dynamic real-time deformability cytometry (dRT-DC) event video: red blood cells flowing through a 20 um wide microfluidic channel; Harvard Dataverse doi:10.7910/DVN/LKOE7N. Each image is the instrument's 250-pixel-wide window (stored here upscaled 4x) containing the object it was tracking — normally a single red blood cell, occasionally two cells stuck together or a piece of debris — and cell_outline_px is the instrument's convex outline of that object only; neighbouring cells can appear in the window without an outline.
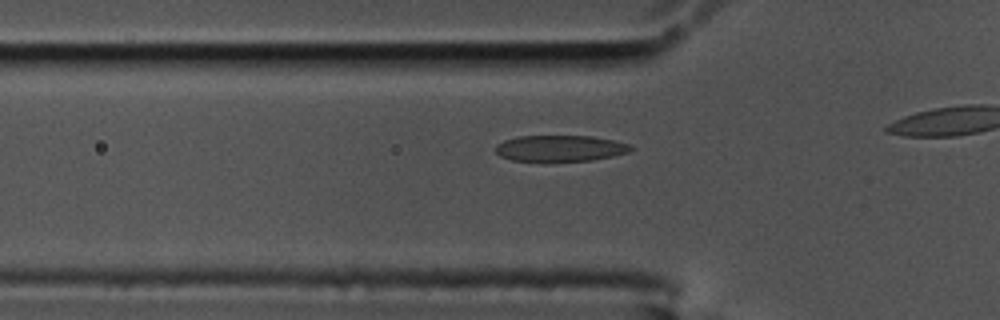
{"species": "common noctule bat (a hibernating species)", "species_latin": "Nyctalus noctula", "temperature_condition": "cold", "stored_images_in_passage": 16, "camera_frame_rate_fps": 3000, "um_per_image_px": 0.085, "animal": {"sex": "male", "body_mass_g": 17.5, "forearm_length_mm": 52.3}, "frame": {"image": 1, "passage_image": 10, "time_ms": 3.0, "image_size_px": [1000, 320], "cell_outline_px": [[632, 148], [628, 152], [612, 156], [592, 160], [552, 164], [512, 160], [500, 156], [496, 152], [496, 144], [504, 140], [520, 136], [592, 136], [612, 140], [628, 144]], "centroid_in_image_um": [47.55, 12.65], "position_along_channel_um": 78.3, "area_um2": 21.27}}
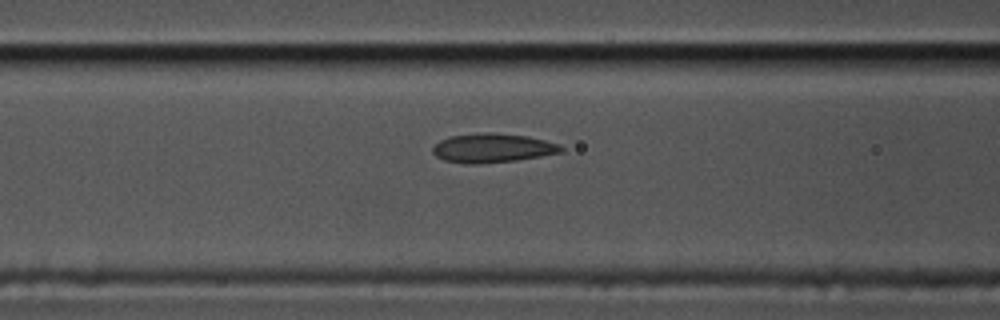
{"frame": {"image": 2, "passage_image": 14, "time_ms": 4.333, "image_size_px": [1000, 320], "cell_outline_px": [[564, 152], [516, 160], [476, 164], [468, 164], [444, 160], [436, 156], [432, 152], [432, 148], [440, 140], [448, 136], [480, 132], [488, 132], [528, 136], [560, 144], [564, 148]], "centroid_in_image_um": [41.86, 12.57], "position_along_channel_um": 124.7, "area_um2": 21.85}}